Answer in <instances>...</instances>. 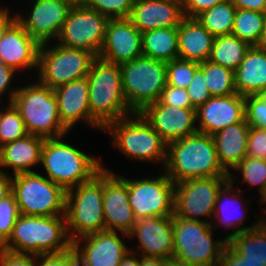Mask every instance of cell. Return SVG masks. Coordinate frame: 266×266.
<instances>
[{
	"mask_svg": "<svg viewBox=\"0 0 266 266\" xmlns=\"http://www.w3.org/2000/svg\"><path fill=\"white\" fill-rule=\"evenodd\" d=\"M159 172L157 176L126 177L129 204L137 220L174 215L175 184L164 170Z\"/></svg>",
	"mask_w": 266,
	"mask_h": 266,
	"instance_id": "12",
	"label": "cell"
},
{
	"mask_svg": "<svg viewBox=\"0 0 266 266\" xmlns=\"http://www.w3.org/2000/svg\"><path fill=\"white\" fill-rule=\"evenodd\" d=\"M172 260L140 256V266H171Z\"/></svg>",
	"mask_w": 266,
	"mask_h": 266,
	"instance_id": "53",
	"label": "cell"
},
{
	"mask_svg": "<svg viewBox=\"0 0 266 266\" xmlns=\"http://www.w3.org/2000/svg\"><path fill=\"white\" fill-rule=\"evenodd\" d=\"M12 193V175L0 171V200Z\"/></svg>",
	"mask_w": 266,
	"mask_h": 266,
	"instance_id": "52",
	"label": "cell"
},
{
	"mask_svg": "<svg viewBox=\"0 0 266 266\" xmlns=\"http://www.w3.org/2000/svg\"><path fill=\"white\" fill-rule=\"evenodd\" d=\"M158 101L162 105L179 108H193L187 89L174 87L171 85H166Z\"/></svg>",
	"mask_w": 266,
	"mask_h": 266,
	"instance_id": "45",
	"label": "cell"
},
{
	"mask_svg": "<svg viewBox=\"0 0 266 266\" xmlns=\"http://www.w3.org/2000/svg\"><path fill=\"white\" fill-rule=\"evenodd\" d=\"M224 0H184L183 13L186 17L196 18L200 13L213 8Z\"/></svg>",
	"mask_w": 266,
	"mask_h": 266,
	"instance_id": "48",
	"label": "cell"
},
{
	"mask_svg": "<svg viewBox=\"0 0 266 266\" xmlns=\"http://www.w3.org/2000/svg\"><path fill=\"white\" fill-rule=\"evenodd\" d=\"M178 27H166L142 33V56L165 62L178 58Z\"/></svg>",
	"mask_w": 266,
	"mask_h": 266,
	"instance_id": "30",
	"label": "cell"
},
{
	"mask_svg": "<svg viewBox=\"0 0 266 266\" xmlns=\"http://www.w3.org/2000/svg\"><path fill=\"white\" fill-rule=\"evenodd\" d=\"M245 266H266V261L245 260Z\"/></svg>",
	"mask_w": 266,
	"mask_h": 266,
	"instance_id": "55",
	"label": "cell"
},
{
	"mask_svg": "<svg viewBox=\"0 0 266 266\" xmlns=\"http://www.w3.org/2000/svg\"><path fill=\"white\" fill-rule=\"evenodd\" d=\"M229 181L235 187H238V184L245 183L244 187L246 186V190H250V187L256 188L255 190L258 193L254 194V196L256 195L255 197L259 198L256 201H258V204L260 203L258 206L260 207L261 203L266 199V160L254 159L248 156L244 157L242 161L230 171Z\"/></svg>",
	"mask_w": 266,
	"mask_h": 266,
	"instance_id": "31",
	"label": "cell"
},
{
	"mask_svg": "<svg viewBox=\"0 0 266 266\" xmlns=\"http://www.w3.org/2000/svg\"><path fill=\"white\" fill-rule=\"evenodd\" d=\"M187 92L192 107L195 109L206 103L212 97L206 85L203 70L200 67L195 71L190 85L187 88Z\"/></svg>",
	"mask_w": 266,
	"mask_h": 266,
	"instance_id": "43",
	"label": "cell"
},
{
	"mask_svg": "<svg viewBox=\"0 0 266 266\" xmlns=\"http://www.w3.org/2000/svg\"><path fill=\"white\" fill-rule=\"evenodd\" d=\"M0 5V42L3 38L5 30L16 20L14 9L11 10L9 6ZM10 9V10H9ZM13 11V13H11Z\"/></svg>",
	"mask_w": 266,
	"mask_h": 266,
	"instance_id": "50",
	"label": "cell"
},
{
	"mask_svg": "<svg viewBox=\"0 0 266 266\" xmlns=\"http://www.w3.org/2000/svg\"><path fill=\"white\" fill-rule=\"evenodd\" d=\"M110 136L111 146L125 159L141 163L158 164L163 170L167 160V144L139 113L110 122L104 129Z\"/></svg>",
	"mask_w": 266,
	"mask_h": 266,
	"instance_id": "3",
	"label": "cell"
},
{
	"mask_svg": "<svg viewBox=\"0 0 266 266\" xmlns=\"http://www.w3.org/2000/svg\"><path fill=\"white\" fill-rule=\"evenodd\" d=\"M109 20L77 0L54 42L67 48L87 50L98 57Z\"/></svg>",
	"mask_w": 266,
	"mask_h": 266,
	"instance_id": "13",
	"label": "cell"
},
{
	"mask_svg": "<svg viewBox=\"0 0 266 266\" xmlns=\"http://www.w3.org/2000/svg\"><path fill=\"white\" fill-rule=\"evenodd\" d=\"M171 266H192V265H184V264H181V263L172 262Z\"/></svg>",
	"mask_w": 266,
	"mask_h": 266,
	"instance_id": "59",
	"label": "cell"
},
{
	"mask_svg": "<svg viewBox=\"0 0 266 266\" xmlns=\"http://www.w3.org/2000/svg\"><path fill=\"white\" fill-rule=\"evenodd\" d=\"M95 58L84 49L67 48L55 42L41 44L35 78L54 89L86 77Z\"/></svg>",
	"mask_w": 266,
	"mask_h": 266,
	"instance_id": "11",
	"label": "cell"
},
{
	"mask_svg": "<svg viewBox=\"0 0 266 266\" xmlns=\"http://www.w3.org/2000/svg\"><path fill=\"white\" fill-rule=\"evenodd\" d=\"M20 83L12 104L18 110L28 134L45 139L69 134L62 125L58 101L54 90L40 83L35 77ZM31 81V82H30Z\"/></svg>",
	"mask_w": 266,
	"mask_h": 266,
	"instance_id": "6",
	"label": "cell"
},
{
	"mask_svg": "<svg viewBox=\"0 0 266 266\" xmlns=\"http://www.w3.org/2000/svg\"><path fill=\"white\" fill-rule=\"evenodd\" d=\"M58 101L62 125L71 133L79 123L86 128L103 132V127L91 116L89 109V81L83 77L53 89Z\"/></svg>",
	"mask_w": 266,
	"mask_h": 266,
	"instance_id": "21",
	"label": "cell"
},
{
	"mask_svg": "<svg viewBox=\"0 0 266 266\" xmlns=\"http://www.w3.org/2000/svg\"><path fill=\"white\" fill-rule=\"evenodd\" d=\"M264 33V12L237 8L232 35L249 43L261 46Z\"/></svg>",
	"mask_w": 266,
	"mask_h": 266,
	"instance_id": "34",
	"label": "cell"
},
{
	"mask_svg": "<svg viewBox=\"0 0 266 266\" xmlns=\"http://www.w3.org/2000/svg\"><path fill=\"white\" fill-rule=\"evenodd\" d=\"M125 238L129 240L126 233L104 230L77 238L72 248L79 257L80 266H119L130 251Z\"/></svg>",
	"mask_w": 266,
	"mask_h": 266,
	"instance_id": "17",
	"label": "cell"
},
{
	"mask_svg": "<svg viewBox=\"0 0 266 266\" xmlns=\"http://www.w3.org/2000/svg\"><path fill=\"white\" fill-rule=\"evenodd\" d=\"M199 63L180 58L167 62V85L187 89Z\"/></svg>",
	"mask_w": 266,
	"mask_h": 266,
	"instance_id": "38",
	"label": "cell"
},
{
	"mask_svg": "<svg viewBox=\"0 0 266 266\" xmlns=\"http://www.w3.org/2000/svg\"><path fill=\"white\" fill-rule=\"evenodd\" d=\"M261 205L264 207H261V222L266 226V199L261 203Z\"/></svg>",
	"mask_w": 266,
	"mask_h": 266,
	"instance_id": "56",
	"label": "cell"
},
{
	"mask_svg": "<svg viewBox=\"0 0 266 266\" xmlns=\"http://www.w3.org/2000/svg\"><path fill=\"white\" fill-rule=\"evenodd\" d=\"M246 156L266 160V129L250 127Z\"/></svg>",
	"mask_w": 266,
	"mask_h": 266,
	"instance_id": "46",
	"label": "cell"
},
{
	"mask_svg": "<svg viewBox=\"0 0 266 266\" xmlns=\"http://www.w3.org/2000/svg\"><path fill=\"white\" fill-rule=\"evenodd\" d=\"M229 177H201L175 184L174 214L211 223L221 188Z\"/></svg>",
	"mask_w": 266,
	"mask_h": 266,
	"instance_id": "14",
	"label": "cell"
},
{
	"mask_svg": "<svg viewBox=\"0 0 266 266\" xmlns=\"http://www.w3.org/2000/svg\"><path fill=\"white\" fill-rule=\"evenodd\" d=\"M12 193L20 214L65 215L66 191L38 171L12 175Z\"/></svg>",
	"mask_w": 266,
	"mask_h": 266,
	"instance_id": "10",
	"label": "cell"
},
{
	"mask_svg": "<svg viewBox=\"0 0 266 266\" xmlns=\"http://www.w3.org/2000/svg\"><path fill=\"white\" fill-rule=\"evenodd\" d=\"M119 266H140V255L129 251Z\"/></svg>",
	"mask_w": 266,
	"mask_h": 266,
	"instance_id": "54",
	"label": "cell"
},
{
	"mask_svg": "<svg viewBox=\"0 0 266 266\" xmlns=\"http://www.w3.org/2000/svg\"><path fill=\"white\" fill-rule=\"evenodd\" d=\"M249 131L244 119L212 135L219 162L228 173L246 157Z\"/></svg>",
	"mask_w": 266,
	"mask_h": 266,
	"instance_id": "28",
	"label": "cell"
},
{
	"mask_svg": "<svg viewBox=\"0 0 266 266\" xmlns=\"http://www.w3.org/2000/svg\"><path fill=\"white\" fill-rule=\"evenodd\" d=\"M4 104V105H3ZM24 122L12 103H1L0 147L27 135Z\"/></svg>",
	"mask_w": 266,
	"mask_h": 266,
	"instance_id": "37",
	"label": "cell"
},
{
	"mask_svg": "<svg viewBox=\"0 0 266 266\" xmlns=\"http://www.w3.org/2000/svg\"><path fill=\"white\" fill-rule=\"evenodd\" d=\"M166 67L167 62L145 56L120 64L123 94L134 112L160 99L167 85Z\"/></svg>",
	"mask_w": 266,
	"mask_h": 266,
	"instance_id": "9",
	"label": "cell"
},
{
	"mask_svg": "<svg viewBox=\"0 0 266 266\" xmlns=\"http://www.w3.org/2000/svg\"><path fill=\"white\" fill-rule=\"evenodd\" d=\"M39 48L40 44L15 20L5 30L0 42V58L5 65L14 68L20 76L24 74L34 78L38 68Z\"/></svg>",
	"mask_w": 266,
	"mask_h": 266,
	"instance_id": "22",
	"label": "cell"
},
{
	"mask_svg": "<svg viewBox=\"0 0 266 266\" xmlns=\"http://www.w3.org/2000/svg\"><path fill=\"white\" fill-rule=\"evenodd\" d=\"M66 230L71 242L105 230L103 168L88 182L66 191Z\"/></svg>",
	"mask_w": 266,
	"mask_h": 266,
	"instance_id": "8",
	"label": "cell"
},
{
	"mask_svg": "<svg viewBox=\"0 0 266 266\" xmlns=\"http://www.w3.org/2000/svg\"><path fill=\"white\" fill-rule=\"evenodd\" d=\"M245 119V98L242 95L211 97L196 109V125L200 133L213 135Z\"/></svg>",
	"mask_w": 266,
	"mask_h": 266,
	"instance_id": "24",
	"label": "cell"
},
{
	"mask_svg": "<svg viewBox=\"0 0 266 266\" xmlns=\"http://www.w3.org/2000/svg\"><path fill=\"white\" fill-rule=\"evenodd\" d=\"M185 17L182 3L176 0H135L130 21L141 32L178 27Z\"/></svg>",
	"mask_w": 266,
	"mask_h": 266,
	"instance_id": "25",
	"label": "cell"
},
{
	"mask_svg": "<svg viewBox=\"0 0 266 266\" xmlns=\"http://www.w3.org/2000/svg\"><path fill=\"white\" fill-rule=\"evenodd\" d=\"M35 266H80V260L70 247L62 253L35 255Z\"/></svg>",
	"mask_w": 266,
	"mask_h": 266,
	"instance_id": "44",
	"label": "cell"
},
{
	"mask_svg": "<svg viewBox=\"0 0 266 266\" xmlns=\"http://www.w3.org/2000/svg\"><path fill=\"white\" fill-rule=\"evenodd\" d=\"M102 168L105 230L129 234L137 219L129 204L126 176L113 172L105 164Z\"/></svg>",
	"mask_w": 266,
	"mask_h": 266,
	"instance_id": "18",
	"label": "cell"
},
{
	"mask_svg": "<svg viewBox=\"0 0 266 266\" xmlns=\"http://www.w3.org/2000/svg\"><path fill=\"white\" fill-rule=\"evenodd\" d=\"M172 227L173 262L192 266H218L228 243L223 233L220 235V231L217 232L211 223L189 220L175 214L172 216Z\"/></svg>",
	"mask_w": 266,
	"mask_h": 266,
	"instance_id": "5",
	"label": "cell"
},
{
	"mask_svg": "<svg viewBox=\"0 0 266 266\" xmlns=\"http://www.w3.org/2000/svg\"><path fill=\"white\" fill-rule=\"evenodd\" d=\"M142 56V33L129 18L110 19L98 57L122 64Z\"/></svg>",
	"mask_w": 266,
	"mask_h": 266,
	"instance_id": "23",
	"label": "cell"
},
{
	"mask_svg": "<svg viewBox=\"0 0 266 266\" xmlns=\"http://www.w3.org/2000/svg\"><path fill=\"white\" fill-rule=\"evenodd\" d=\"M236 8L258 12L266 11V0H230Z\"/></svg>",
	"mask_w": 266,
	"mask_h": 266,
	"instance_id": "51",
	"label": "cell"
},
{
	"mask_svg": "<svg viewBox=\"0 0 266 266\" xmlns=\"http://www.w3.org/2000/svg\"><path fill=\"white\" fill-rule=\"evenodd\" d=\"M236 10V6L230 0H224L200 13L196 18L215 37L229 35L232 33Z\"/></svg>",
	"mask_w": 266,
	"mask_h": 266,
	"instance_id": "35",
	"label": "cell"
},
{
	"mask_svg": "<svg viewBox=\"0 0 266 266\" xmlns=\"http://www.w3.org/2000/svg\"><path fill=\"white\" fill-rule=\"evenodd\" d=\"M44 141L43 137L27 134L21 139L4 144L0 147V171L10 175L37 172Z\"/></svg>",
	"mask_w": 266,
	"mask_h": 266,
	"instance_id": "26",
	"label": "cell"
},
{
	"mask_svg": "<svg viewBox=\"0 0 266 266\" xmlns=\"http://www.w3.org/2000/svg\"><path fill=\"white\" fill-rule=\"evenodd\" d=\"M67 135L45 139L40 160V167L44 170L40 173L65 191L90 181L103 164L101 157L90 155L72 142L65 141Z\"/></svg>",
	"mask_w": 266,
	"mask_h": 266,
	"instance_id": "2",
	"label": "cell"
},
{
	"mask_svg": "<svg viewBox=\"0 0 266 266\" xmlns=\"http://www.w3.org/2000/svg\"><path fill=\"white\" fill-rule=\"evenodd\" d=\"M72 247L67 230L66 217L29 216L20 214L9 239L2 249L24 254L62 253Z\"/></svg>",
	"mask_w": 266,
	"mask_h": 266,
	"instance_id": "4",
	"label": "cell"
},
{
	"mask_svg": "<svg viewBox=\"0 0 266 266\" xmlns=\"http://www.w3.org/2000/svg\"><path fill=\"white\" fill-rule=\"evenodd\" d=\"M235 88L239 95H257L266 89V47L251 46L234 71Z\"/></svg>",
	"mask_w": 266,
	"mask_h": 266,
	"instance_id": "29",
	"label": "cell"
},
{
	"mask_svg": "<svg viewBox=\"0 0 266 266\" xmlns=\"http://www.w3.org/2000/svg\"><path fill=\"white\" fill-rule=\"evenodd\" d=\"M218 266H245V256L238 254L227 243L219 260Z\"/></svg>",
	"mask_w": 266,
	"mask_h": 266,
	"instance_id": "49",
	"label": "cell"
},
{
	"mask_svg": "<svg viewBox=\"0 0 266 266\" xmlns=\"http://www.w3.org/2000/svg\"><path fill=\"white\" fill-rule=\"evenodd\" d=\"M19 216L20 211L13 193L0 200V247L9 239Z\"/></svg>",
	"mask_w": 266,
	"mask_h": 266,
	"instance_id": "40",
	"label": "cell"
},
{
	"mask_svg": "<svg viewBox=\"0 0 266 266\" xmlns=\"http://www.w3.org/2000/svg\"><path fill=\"white\" fill-rule=\"evenodd\" d=\"M257 96L264 102L266 103V89L262 90L257 94Z\"/></svg>",
	"mask_w": 266,
	"mask_h": 266,
	"instance_id": "58",
	"label": "cell"
},
{
	"mask_svg": "<svg viewBox=\"0 0 266 266\" xmlns=\"http://www.w3.org/2000/svg\"><path fill=\"white\" fill-rule=\"evenodd\" d=\"M23 78L26 80L25 76L19 77L18 72L14 68L5 65L0 58V102L1 103L5 102V104H8V103L12 102L13 97L15 96L16 92L19 89L20 83L23 82L22 81ZM15 79H17V80L20 79L21 81H19V80L17 81ZM18 83H19V85H17ZM13 84H15L16 88L14 87ZM4 97H6V98H4Z\"/></svg>",
	"mask_w": 266,
	"mask_h": 266,
	"instance_id": "41",
	"label": "cell"
},
{
	"mask_svg": "<svg viewBox=\"0 0 266 266\" xmlns=\"http://www.w3.org/2000/svg\"><path fill=\"white\" fill-rule=\"evenodd\" d=\"M250 47L232 34L216 36L208 60L235 71Z\"/></svg>",
	"mask_w": 266,
	"mask_h": 266,
	"instance_id": "32",
	"label": "cell"
},
{
	"mask_svg": "<svg viewBox=\"0 0 266 266\" xmlns=\"http://www.w3.org/2000/svg\"><path fill=\"white\" fill-rule=\"evenodd\" d=\"M245 119L250 127L266 129V103L257 95L245 96Z\"/></svg>",
	"mask_w": 266,
	"mask_h": 266,
	"instance_id": "42",
	"label": "cell"
},
{
	"mask_svg": "<svg viewBox=\"0 0 266 266\" xmlns=\"http://www.w3.org/2000/svg\"><path fill=\"white\" fill-rule=\"evenodd\" d=\"M87 77L90 114L103 128L112 121L135 113L128 106L123 94L119 64L96 57Z\"/></svg>",
	"mask_w": 266,
	"mask_h": 266,
	"instance_id": "7",
	"label": "cell"
},
{
	"mask_svg": "<svg viewBox=\"0 0 266 266\" xmlns=\"http://www.w3.org/2000/svg\"><path fill=\"white\" fill-rule=\"evenodd\" d=\"M199 67L203 70L206 85L212 97L237 93L233 70L209 60L199 63Z\"/></svg>",
	"mask_w": 266,
	"mask_h": 266,
	"instance_id": "36",
	"label": "cell"
},
{
	"mask_svg": "<svg viewBox=\"0 0 266 266\" xmlns=\"http://www.w3.org/2000/svg\"><path fill=\"white\" fill-rule=\"evenodd\" d=\"M215 36L197 18L184 17L178 26V58L202 63L208 60Z\"/></svg>",
	"mask_w": 266,
	"mask_h": 266,
	"instance_id": "27",
	"label": "cell"
},
{
	"mask_svg": "<svg viewBox=\"0 0 266 266\" xmlns=\"http://www.w3.org/2000/svg\"><path fill=\"white\" fill-rule=\"evenodd\" d=\"M86 7L96 10L109 19L129 18L132 0H80Z\"/></svg>",
	"mask_w": 266,
	"mask_h": 266,
	"instance_id": "39",
	"label": "cell"
},
{
	"mask_svg": "<svg viewBox=\"0 0 266 266\" xmlns=\"http://www.w3.org/2000/svg\"><path fill=\"white\" fill-rule=\"evenodd\" d=\"M76 1L28 0L24 6L26 11L14 10L16 20L40 45L54 42Z\"/></svg>",
	"mask_w": 266,
	"mask_h": 266,
	"instance_id": "15",
	"label": "cell"
},
{
	"mask_svg": "<svg viewBox=\"0 0 266 266\" xmlns=\"http://www.w3.org/2000/svg\"><path fill=\"white\" fill-rule=\"evenodd\" d=\"M0 266H35V255L0 248Z\"/></svg>",
	"mask_w": 266,
	"mask_h": 266,
	"instance_id": "47",
	"label": "cell"
},
{
	"mask_svg": "<svg viewBox=\"0 0 266 266\" xmlns=\"http://www.w3.org/2000/svg\"><path fill=\"white\" fill-rule=\"evenodd\" d=\"M128 235L130 241H137V245L130 248L131 252L143 257L172 260V216L139 219Z\"/></svg>",
	"mask_w": 266,
	"mask_h": 266,
	"instance_id": "19",
	"label": "cell"
},
{
	"mask_svg": "<svg viewBox=\"0 0 266 266\" xmlns=\"http://www.w3.org/2000/svg\"><path fill=\"white\" fill-rule=\"evenodd\" d=\"M238 186L239 187H235L228 181L221 188L218 193L213 220L211 222L212 227L216 231H218L219 228L222 229L220 233L224 231L223 235L227 240L238 233L254 229L261 223V211H259L257 212L259 217H255L256 222L254 221L253 223L251 222V224H246L252 216V213L248 212L250 210L248 207H251L252 198L250 200V198L245 197V189H240L241 185ZM246 201L249 202L247 203ZM248 214H250V216Z\"/></svg>",
	"mask_w": 266,
	"mask_h": 266,
	"instance_id": "16",
	"label": "cell"
},
{
	"mask_svg": "<svg viewBox=\"0 0 266 266\" xmlns=\"http://www.w3.org/2000/svg\"><path fill=\"white\" fill-rule=\"evenodd\" d=\"M228 244L245 260L266 261V226L243 231L228 239Z\"/></svg>",
	"mask_w": 266,
	"mask_h": 266,
	"instance_id": "33",
	"label": "cell"
},
{
	"mask_svg": "<svg viewBox=\"0 0 266 266\" xmlns=\"http://www.w3.org/2000/svg\"><path fill=\"white\" fill-rule=\"evenodd\" d=\"M168 145L198 132L195 108L162 105L159 101L139 112Z\"/></svg>",
	"mask_w": 266,
	"mask_h": 266,
	"instance_id": "20",
	"label": "cell"
},
{
	"mask_svg": "<svg viewBox=\"0 0 266 266\" xmlns=\"http://www.w3.org/2000/svg\"><path fill=\"white\" fill-rule=\"evenodd\" d=\"M164 172L174 184L201 177H229L212 135L197 132L167 145Z\"/></svg>",
	"mask_w": 266,
	"mask_h": 266,
	"instance_id": "1",
	"label": "cell"
},
{
	"mask_svg": "<svg viewBox=\"0 0 266 266\" xmlns=\"http://www.w3.org/2000/svg\"><path fill=\"white\" fill-rule=\"evenodd\" d=\"M261 46L266 47V11L264 12V33L262 36Z\"/></svg>",
	"mask_w": 266,
	"mask_h": 266,
	"instance_id": "57",
	"label": "cell"
}]
</instances>
